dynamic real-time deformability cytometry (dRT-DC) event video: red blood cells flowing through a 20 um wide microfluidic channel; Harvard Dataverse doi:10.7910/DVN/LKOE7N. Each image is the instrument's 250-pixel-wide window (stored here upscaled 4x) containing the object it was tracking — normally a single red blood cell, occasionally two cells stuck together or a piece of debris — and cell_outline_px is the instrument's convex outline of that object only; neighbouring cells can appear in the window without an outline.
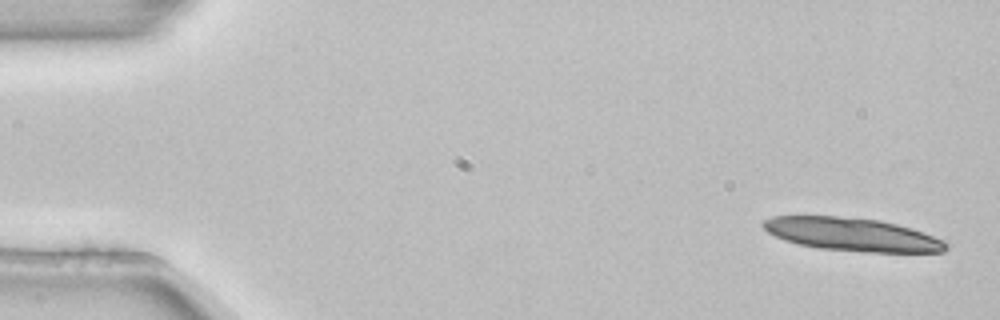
{"species": "common noctule bat (a hibernating species)", "species_latin": "Nyctalus noctula", "temperature_condition": "room temperature", "stored_images_in_passage": 4, "camera_frame_rate_fps": 3000, "um_per_image_px": 0.085, "animal": {"sex": "female", "body_mass_g": 22.7, "forearm_length_mm": 54.2}, "frame": {"image": 1, "passage_image": 1, "time_ms": 0.0, "image_size_px": [1000, 320], "cell_outline_px": [[948, 248], [944, 252], [864, 252], [820, 248], [800, 244], [784, 240], [768, 232], [760, 224], [764, 220], [772, 216], [836, 216], [880, 220], [912, 228], [944, 240], [948, 244]], "centroid_in_image_um": [72.45, 19.92], "position_along_channel_um": 12.6, "area_um2": 35.26}}